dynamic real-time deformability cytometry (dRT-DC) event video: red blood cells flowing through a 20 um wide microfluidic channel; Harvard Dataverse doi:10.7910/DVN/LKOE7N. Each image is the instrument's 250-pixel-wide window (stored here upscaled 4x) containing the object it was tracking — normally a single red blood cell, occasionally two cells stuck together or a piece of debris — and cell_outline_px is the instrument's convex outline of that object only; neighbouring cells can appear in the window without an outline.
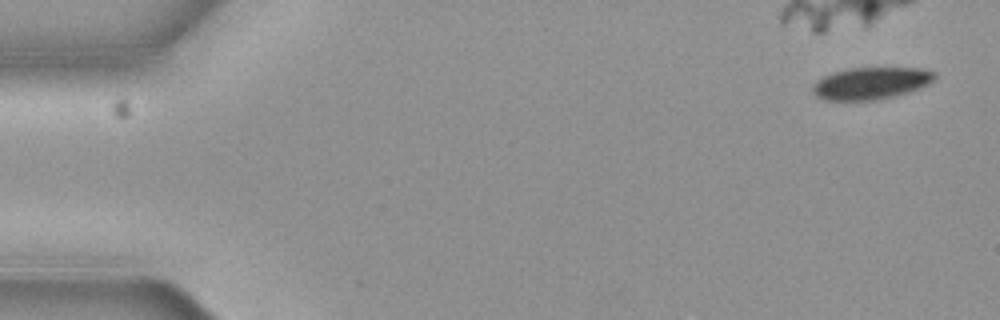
{"species": "common noctule bat (a hibernating species)", "species_latin": "Nyctalus noctula", "temperature_condition": "cold", "stored_images_in_passage": 6, "camera_frame_rate_fps": 3000, "um_per_image_px": 0.085, "animal": {"sex": "female", "body_mass_g": 19.3, "forearm_length_mm": 54.1}, "frame": {"image": 1, "passage_image": 1, "time_ms": 0.0, "image_size_px": [1000, 320], "cell_outline_px": [[936, 76], [928, 84], [920, 88], [896, 96], [880, 100], [824, 100], [816, 96], [812, 92], [812, 84], [816, 80], [832, 72], [848, 68], [920, 68], [936, 72]], "centroid_in_image_um": [74.0, 7.08], "position_along_channel_um": 11.0, "area_um2": 23.0}}